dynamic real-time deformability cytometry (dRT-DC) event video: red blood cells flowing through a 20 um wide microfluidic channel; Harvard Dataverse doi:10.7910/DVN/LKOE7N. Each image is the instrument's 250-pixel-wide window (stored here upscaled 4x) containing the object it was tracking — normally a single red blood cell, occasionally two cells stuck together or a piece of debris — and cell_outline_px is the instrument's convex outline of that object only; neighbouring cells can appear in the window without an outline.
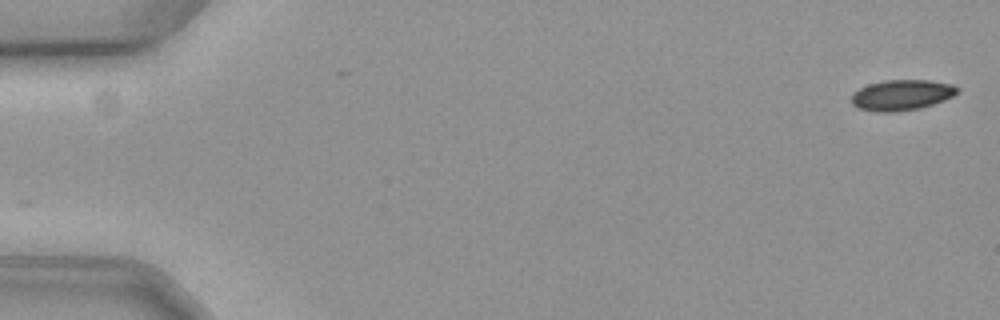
{"species": "common noctule bat (a hibernating species)", "species_latin": "Nyctalus noctula", "temperature_condition": "cold", "stored_images_in_passage": 54, "camera_frame_rate_fps": 3000, "um_per_image_px": 0.085, "animal": {"sex": "female", "body_mass_g": 19.3, "forearm_length_mm": 54.1}, "frame": {"image": 1, "passage_image": 1, "time_ms": 0.0, "image_size_px": [1000, 320], "cell_outline_px": [[960, 88], [952, 96], [944, 100], [932, 104], [916, 108], [888, 112], [880, 112], [860, 108], [852, 104], [852, 92], [868, 84], [884, 80], [928, 80], [952, 84]], "centroid_in_image_um": [76.62, 8.05], "position_along_channel_um": 8.4, "area_um2": 18.55}}
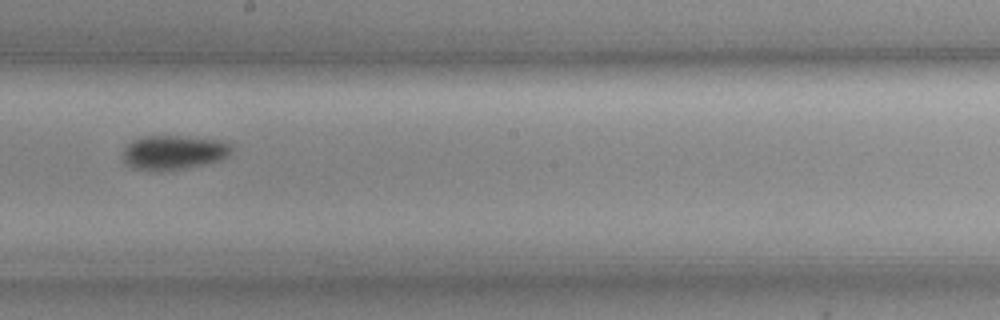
{"frame": {"image": 2, "passage_image": 33, "time_ms": 10.667, "image_size_px": [1000, 320], "cell_outline_px": [[232, 152], [220, 160], [204, 164], [184, 168], [160, 172], [152, 172], [132, 168], [124, 164], [124, 148], [132, 140], [144, 136], [176, 136], [220, 140], [232, 144]], "centroid_in_image_um": [14.72, 12.97], "position_along_channel_um": 233.5, "area_um2": 21.91}}
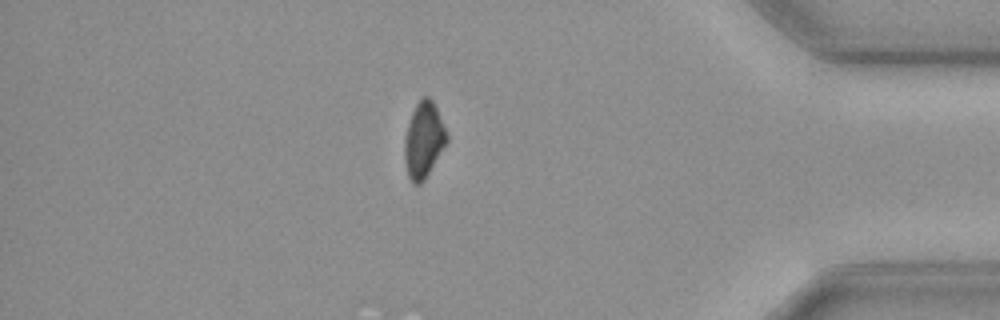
{"frame": {"image": 3, "passage_image": 50, "time_ms": 16.333, "image_size_px": [1000, 320], "cell_outline_px": [[448, 140], [424, 180], [420, 184], [412, 184], [408, 176], [404, 160], [404, 136], [412, 112], [416, 104], [424, 96], [428, 96], [432, 100], [436, 108], [448, 136]], "centroid_in_image_um": [35.99, 11.92], "position_along_channel_um": 399.2, "area_um2": 18.44}}